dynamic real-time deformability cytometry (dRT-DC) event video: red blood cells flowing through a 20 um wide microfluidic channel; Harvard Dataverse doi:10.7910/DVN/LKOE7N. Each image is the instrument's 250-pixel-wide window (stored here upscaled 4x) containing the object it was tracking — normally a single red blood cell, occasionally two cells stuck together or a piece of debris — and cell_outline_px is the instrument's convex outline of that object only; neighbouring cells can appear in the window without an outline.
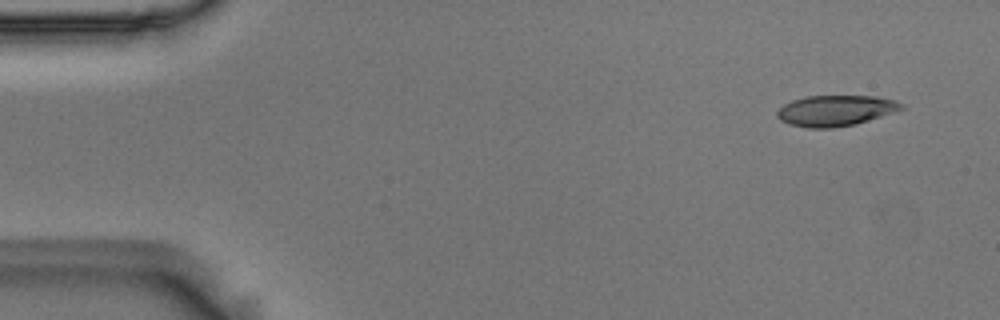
{"species": "Egyptian fruit bat (a non-hibernating species)", "species_latin": "Rousettus aegyptiacus", "temperature_condition": "room temperature", "stored_images_in_passage": 6, "camera_frame_rate_fps": 3000, "um_per_image_px": 0.085, "animal": {"sex": "male"}, "frame": {"image": 1, "passage_image": 1, "time_ms": 0.0, "image_size_px": [1000, 320], "cell_outline_px": [[904, 108], [856, 124], [832, 128], [808, 128], [788, 124], [780, 120], [776, 116], [776, 112], [784, 104], [792, 100], [808, 96], [876, 96], [896, 100], [904, 104]], "centroid_in_image_um": [70.99, 9.4], "position_along_channel_um": 14.0, "area_um2": 22.25}}
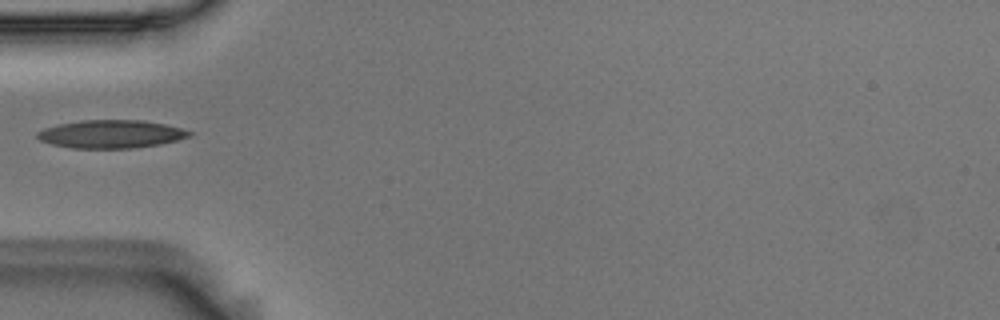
{"frame": {"image": 2, "passage_image": 5, "time_ms": 1.333, "image_size_px": [1000, 320], "cell_outline_px": [[192, 136], [160, 144], [136, 148], [72, 148], [52, 144], [40, 140], [36, 136], [36, 132], [44, 128], [60, 124], [84, 120], [144, 120], [164, 124], [180, 128], [192, 132]], "centroid_in_image_um": [9.44, 11.4], "position_along_channel_um": 75.6, "area_um2": 24.8}}
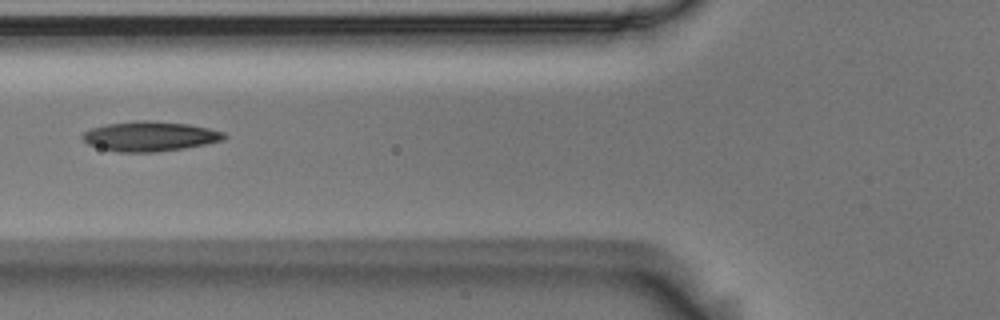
{"frame": {"image": 3, "passage_image": 6, "time_ms": 1.667, "image_size_px": [1000, 320], "cell_outline_px": [[228, 136], [224, 140], [184, 148], [156, 152], [116, 152], [100, 148], [88, 144], [80, 136], [84, 132], [92, 128], [108, 124], [136, 120], [148, 120], [188, 124], [208, 128], [224, 132]], "centroid_in_image_um": [12.74, 11.59], "position_along_channel_um": 113.1, "area_um2": 24.57}}